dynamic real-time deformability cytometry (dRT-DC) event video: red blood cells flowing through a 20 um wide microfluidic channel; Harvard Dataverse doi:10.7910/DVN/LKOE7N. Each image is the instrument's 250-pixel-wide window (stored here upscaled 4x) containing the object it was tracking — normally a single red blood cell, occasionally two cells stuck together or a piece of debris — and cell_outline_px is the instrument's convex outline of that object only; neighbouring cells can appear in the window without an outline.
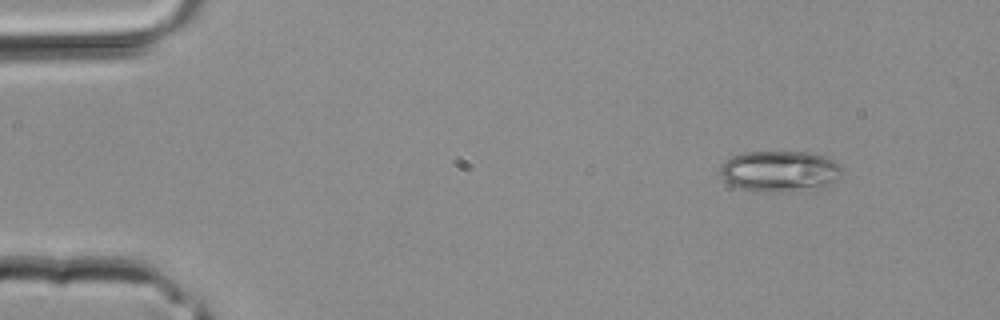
{"species": "common noctule bat (a hibernating species)", "species_latin": "Nyctalus noctula", "temperature_condition": "room temperature", "stored_images_in_passage": 2, "camera_frame_rate_fps": 3000, "um_per_image_px": 0.085, "animal": {"sex": "male", "body_mass_g": 20.4}, "frame": {"image": 1, "passage_image": 1, "time_ms": 0.0, "image_size_px": [1000, 320], "cell_outline_px": [[844, 172], [836, 180], [820, 188], [764, 192], [740, 188], [724, 180], [720, 172], [720, 168], [732, 156], [744, 152], [812, 152], [828, 156], [840, 164]], "centroid_in_image_um": [66.34, 14.53], "position_along_channel_um": 18.7, "area_um2": 29.02}}